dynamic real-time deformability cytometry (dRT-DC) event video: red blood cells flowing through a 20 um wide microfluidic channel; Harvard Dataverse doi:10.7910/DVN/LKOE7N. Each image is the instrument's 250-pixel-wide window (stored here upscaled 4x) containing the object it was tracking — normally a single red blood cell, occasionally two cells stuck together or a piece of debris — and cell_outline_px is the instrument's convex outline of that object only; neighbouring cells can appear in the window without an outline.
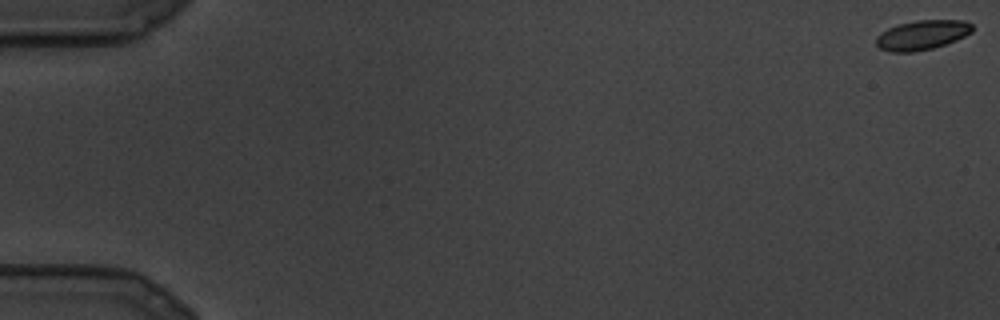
{"species": "common noctule bat (a hibernating species)", "species_latin": "Nyctalus noctula", "temperature_condition": "cold", "stored_images_in_passage": 29, "camera_frame_rate_fps": 3000, "um_per_image_px": 0.085, "animal": {"sex": "male", "body_mass_g": 19.5, "forearm_length_mm": 54.6}, "frame": {"image": 1, "passage_image": 1, "time_ms": 0.0, "image_size_px": [1000, 320], "cell_outline_px": [[972, 32], [956, 40], [932, 48], [912, 52], [892, 52], [880, 48], [876, 44], [876, 36], [880, 32], [888, 28], [900, 24], [916, 20], [964, 20], [972, 24]], "centroid_in_image_um": [78.36, 2.97], "position_along_channel_um": 6.6, "area_um2": 16.47}}
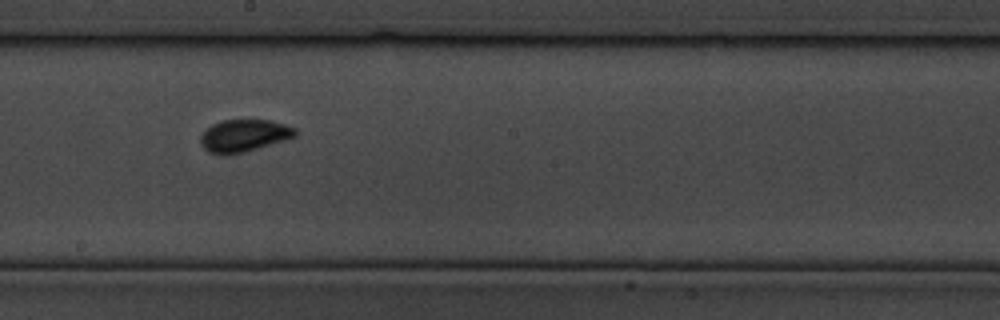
{"frame": {"image": 2, "passage_image": 17, "time_ms": 5.333, "image_size_px": [1000, 320], "cell_outline_px": [[296, 136], [244, 152], [228, 156], [224, 156], [208, 152], [200, 144], [200, 136], [212, 124], [224, 120], [268, 120], [284, 124], [296, 128]], "centroid_in_image_um": [20.69, 11.54], "position_along_channel_um": 227.5, "area_um2": 17.74}}
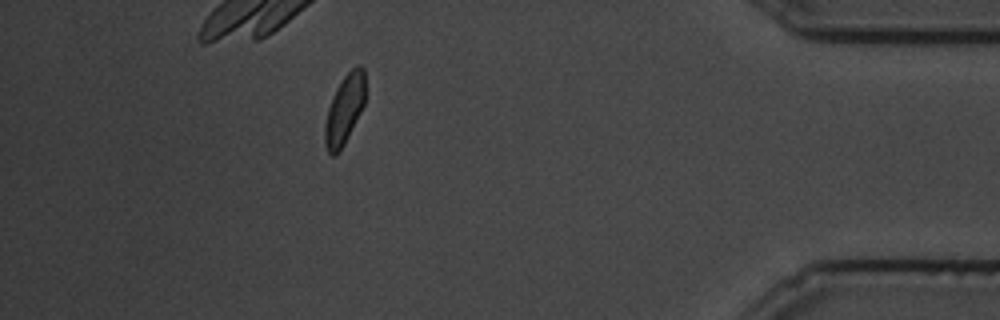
{"frame": {"image": 3, "passage_image": 26, "time_ms": 8.333, "image_size_px": [1000, 320], "cell_outline_px": [[364, 104], [340, 152], [336, 156], [332, 156], [328, 152], [324, 144], [324, 124], [328, 108], [332, 96], [336, 88], [344, 76], [356, 64], [360, 64], [364, 68]], "centroid_in_image_um": [29.25, 9.32], "position_along_channel_um": 405.9, "area_um2": 16.36}}